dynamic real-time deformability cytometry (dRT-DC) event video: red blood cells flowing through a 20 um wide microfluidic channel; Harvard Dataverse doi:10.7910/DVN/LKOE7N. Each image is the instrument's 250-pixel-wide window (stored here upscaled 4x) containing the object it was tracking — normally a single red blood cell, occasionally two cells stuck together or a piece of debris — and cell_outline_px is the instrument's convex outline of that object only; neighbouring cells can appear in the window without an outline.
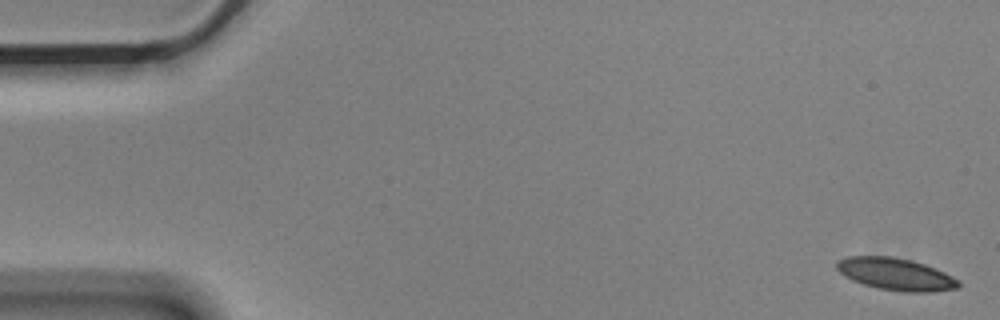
{"species": "Egyptian fruit bat (a non-hibernating species)", "species_latin": "Rousettus aegyptiacus", "temperature_condition": "cold", "stored_images_in_passage": 4, "camera_frame_rate_fps": 3000, "um_per_image_px": 0.085, "animal": {"sex": "male"}, "frame": {"image": 1, "passage_image": 1, "time_ms": 0.0, "image_size_px": [1000, 320], "cell_outline_px": [[960, 288], [932, 292], [904, 292], [876, 288], [852, 280], [840, 272], [836, 268], [836, 260], [848, 256], [892, 256], [912, 260], [924, 264], [944, 272], [960, 280]], "centroid_in_image_um": [76.15, 23.3], "position_along_channel_um": 8.8, "area_um2": 23.0}}